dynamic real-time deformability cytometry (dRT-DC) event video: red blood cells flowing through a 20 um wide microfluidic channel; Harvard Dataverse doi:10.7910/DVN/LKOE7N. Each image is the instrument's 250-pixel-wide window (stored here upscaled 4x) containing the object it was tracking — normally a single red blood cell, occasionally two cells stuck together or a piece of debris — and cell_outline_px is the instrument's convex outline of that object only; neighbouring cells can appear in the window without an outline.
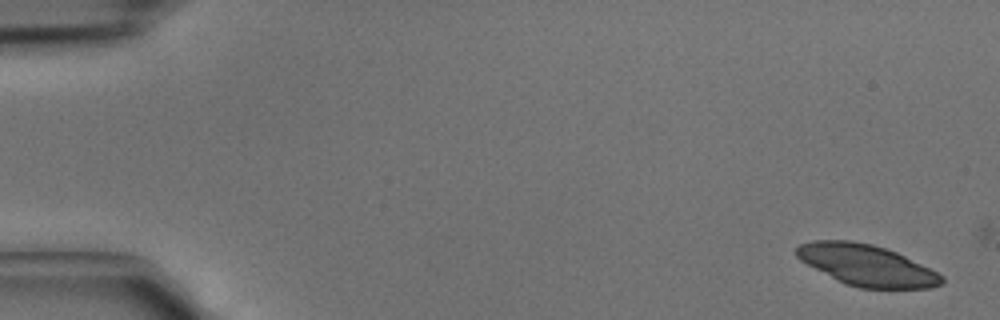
{"species": "common noctule bat (a hibernating species)", "species_latin": "Nyctalus noctula", "temperature_condition": "cold", "stored_images_in_passage": 7, "camera_frame_rate_fps": 3000, "um_per_image_px": 0.085, "animal": {"sex": "male", "body_mass_g": 15.6}, "frame": {"image": 1, "passage_image": 2, "time_ms": 0.333, "image_size_px": [1000, 320], "cell_outline_px": [[944, 284], [928, 288], [860, 288], [844, 284], [800, 260], [796, 256], [796, 248], [800, 244], [812, 240], [852, 240], [872, 244], [896, 252], [944, 276]], "centroid_in_image_um": [73.65, 22.54], "position_along_channel_um": 11.4, "area_um2": 34.56}}